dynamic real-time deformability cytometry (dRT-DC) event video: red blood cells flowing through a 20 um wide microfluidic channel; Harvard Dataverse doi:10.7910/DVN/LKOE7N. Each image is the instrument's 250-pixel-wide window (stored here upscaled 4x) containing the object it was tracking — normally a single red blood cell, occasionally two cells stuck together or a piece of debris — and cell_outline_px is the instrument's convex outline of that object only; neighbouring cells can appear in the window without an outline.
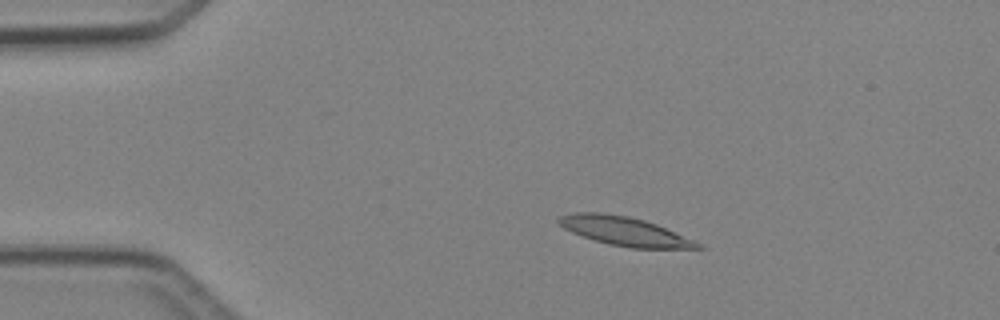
{"species": "Egyptian fruit bat (a non-hibernating species)", "species_latin": "Rousettus aegyptiacus", "temperature_condition": "cold", "stored_images_in_passage": 3, "camera_frame_rate_fps": 3000, "um_per_image_px": 0.085, "animal": {"sex": "female"}, "frame": {"image": 1, "passage_image": 2, "time_ms": 1.0, "image_size_px": [1000, 320], "cell_outline_px": [[704, 248], [632, 248], [608, 244], [572, 232], [564, 228], [556, 220], [560, 216], [572, 212], [600, 212], [628, 216], [644, 220], [656, 224], [704, 244]], "centroid_in_image_um": [53.1, 19.64], "position_along_channel_um": 31.9, "area_um2": 23.18}}